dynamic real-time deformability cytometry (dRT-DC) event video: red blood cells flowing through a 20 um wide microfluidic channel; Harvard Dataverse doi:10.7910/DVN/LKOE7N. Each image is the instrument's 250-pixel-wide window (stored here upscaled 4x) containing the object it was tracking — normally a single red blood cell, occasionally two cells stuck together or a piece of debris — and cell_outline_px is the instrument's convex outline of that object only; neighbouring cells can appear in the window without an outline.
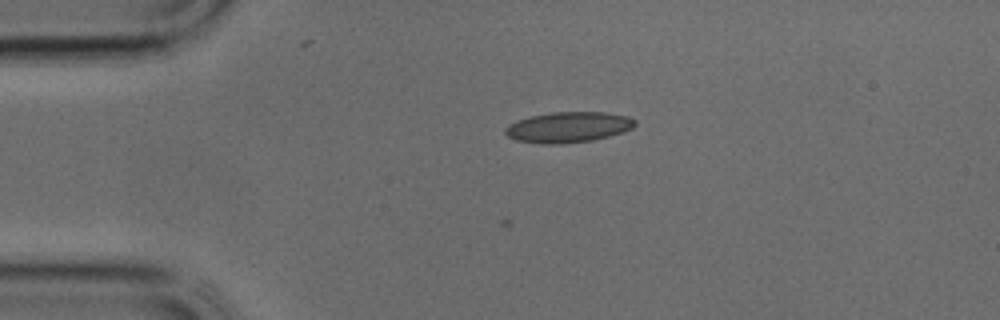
{"species": "common noctule bat (a hibernating species)", "species_latin": "Nyctalus noctula", "temperature_condition": "cold", "stored_images_in_passage": 32, "camera_frame_rate_fps": 3000, "um_per_image_px": 0.085, "animal": {"sex": "male", "body_mass_g": 17.9, "forearm_length_mm": 54.2}, "frame": {"image": 1, "passage_image": 2, "time_ms": 0.333, "image_size_px": [1000, 320], "cell_outline_px": [[636, 124], [632, 128], [608, 136], [592, 140], [560, 144], [540, 144], [516, 140], [508, 136], [504, 132], [504, 128], [508, 124], [516, 120], [532, 116], [552, 112], [604, 112], [628, 116], [636, 120]], "centroid_in_image_um": [48.27, 10.81], "position_along_channel_um": 36.7, "area_um2": 23.12}}
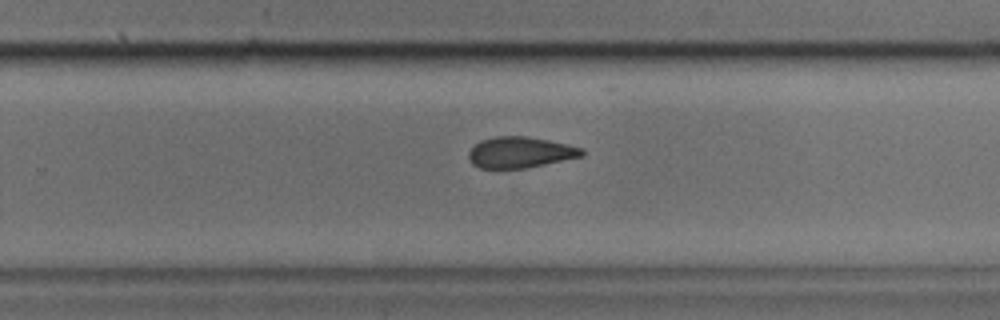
{"frame": {"image": 2, "passage_image": 18, "time_ms": 5.667, "image_size_px": [1000, 320], "cell_outline_px": [[584, 156], [524, 168], [480, 168], [472, 164], [468, 156], [468, 152], [480, 140], [496, 136], [524, 136], [548, 140], [584, 148]], "centroid_in_image_um": [44.21, 12.95], "position_along_channel_um": 285.6, "area_um2": 20.35}}
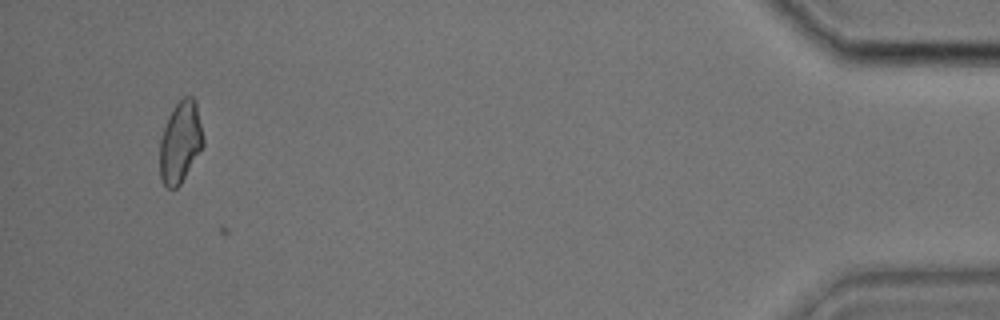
{"frame": {"image": 3, "passage_image": 30, "time_ms": 9.667, "image_size_px": [1000, 320], "cell_outline_px": [[204, 144], [180, 184], [176, 188], [168, 188], [164, 184], [160, 176], [160, 140], [168, 116], [176, 104], [184, 96], [192, 96], [196, 100], [204, 136]], "centroid_in_image_um": [15.34, 12.05], "position_along_channel_um": 419.9, "area_um2": 20.52}}